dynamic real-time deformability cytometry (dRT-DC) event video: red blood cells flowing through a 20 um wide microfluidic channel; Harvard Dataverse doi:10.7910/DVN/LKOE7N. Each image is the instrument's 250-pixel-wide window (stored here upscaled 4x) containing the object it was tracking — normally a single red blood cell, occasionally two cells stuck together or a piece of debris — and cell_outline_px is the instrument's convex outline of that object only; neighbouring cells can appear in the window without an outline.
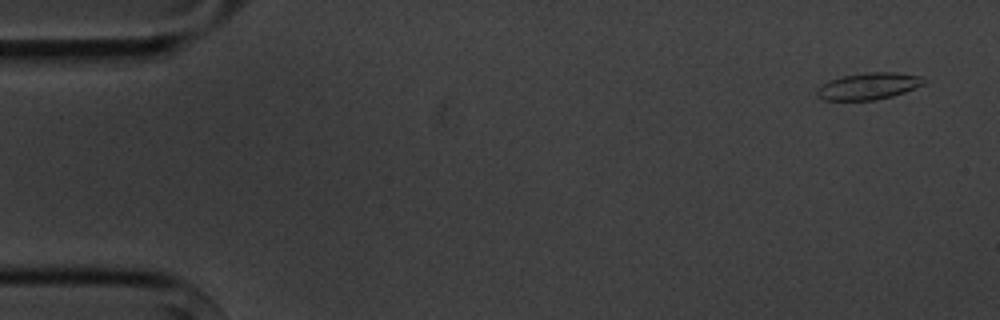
{"species": "common noctule bat (a hibernating species)", "species_latin": "Nyctalus noctula", "temperature_condition": "cold", "stored_images_in_passage": 4, "camera_frame_rate_fps": 3000, "um_per_image_px": 0.085, "animal": {"sex": "male", "body_mass_g": 20.1, "forearm_length_mm": 53.5}, "frame": {"image": 1, "passage_image": 1, "time_ms": 0.0, "image_size_px": [1000, 320], "cell_outline_px": [[928, 80], [924, 84], [904, 92], [892, 96], [876, 100], [824, 100], [816, 96], [816, 88], [828, 80], [844, 76], [868, 72], [896, 72], [920, 76]], "centroid_in_image_um": [73.81, 7.32], "position_along_channel_um": 11.2, "area_um2": 16.76}}